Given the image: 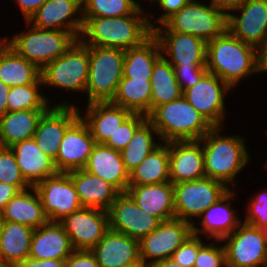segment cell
<instances>
[{
  "label": "cell",
  "mask_w": 267,
  "mask_h": 267,
  "mask_svg": "<svg viewBox=\"0 0 267 267\" xmlns=\"http://www.w3.org/2000/svg\"><path fill=\"white\" fill-rule=\"evenodd\" d=\"M80 40L87 46L127 50L140 46L152 34L148 13L138 8L122 17H83Z\"/></svg>",
  "instance_id": "cell-1"
},
{
  "label": "cell",
  "mask_w": 267,
  "mask_h": 267,
  "mask_svg": "<svg viewBox=\"0 0 267 267\" xmlns=\"http://www.w3.org/2000/svg\"><path fill=\"white\" fill-rule=\"evenodd\" d=\"M206 68L234 89L259 73L257 49L226 30L207 43Z\"/></svg>",
  "instance_id": "cell-2"
},
{
  "label": "cell",
  "mask_w": 267,
  "mask_h": 267,
  "mask_svg": "<svg viewBox=\"0 0 267 267\" xmlns=\"http://www.w3.org/2000/svg\"><path fill=\"white\" fill-rule=\"evenodd\" d=\"M224 127H213L200 139L203 146L204 171L207 178L235 186L236 177L251 163L244 137L221 135ZM232 184V185H230Z\"/></svg>",
  "instance_id": "cell-3"
},
{
  "label": "cell",
  "mask_w": 267,
  "mask_h": 267,
  "mask_svg": "<svg viewBox=\"0 0 267 267\" xmlns=\"http://www.w3.org/2000/svg\"><path fill=\"white\" fill-rule=\"evenodd\" d=\"M147 120L159 134L160 141H196L213 126L186 100L180 98L155 107Z\"/></svg>",
  "instance_id": "cell-4"
},
{
  "label": "cell",
  "mask_w": 267,
  "mask_h": 267,
  "mask_svg": "<svg viewBox=\"0 0 267 267\" xmlns=\"http://www.w3.org/2000/svg\"><path fill=\"white\" fill-rule=\"evenodd\" d=\"M24 31L17 32L11 39L2 40L18 55L42 70L49 62L63 55L77 40L71 33L62 30L40 29L25 21Z\"/></svg>",
  "instance_id": "cell-5"
},
{
  "label": "cell",
  "mask_w": 267,
  "mask_h": 267,
  "mask_svg": "<svg viewBox=\"0 0 267 267\" xmlns=\"http://www.w3.org/2000/svg\"><path fill=\"white\" fill-rule=\"evenodd\" d=\"M190 0L153 31H175L195 35L206 43L227 30V15L210 1Z\"/></svg>",
  "instance_id": "cell-6"
},
{
  "label": "cell",
  "mask_w": 267,
  "mask_h": 267,
  "mask_svg": "<svg viewBox=\"0 0 267 267\" xmlns=\"http://www.w3.org/2000/svg\"><path fill=\"white\" fill-rule=\"evenodd\" d=\"M124 50L89 46L88 102L111 101L123 78Z\"/></svg>",
  "instance_id": "cell-7"
},
{
  "label": "cell",
  "mask_w": 267,
  "mask_h": 267,
  "mask_svg": "<svg viewBox=\"0 0 267 267\" xmlns=\"http://www.w3.org/2000/svg\"><path fill=\"white\" fill-rule=\"evenodd\" d=\"M89 75V46L77 39L72 46L56 60L41 70L43 87H52L66 92H86Z\"/></svg>",
  "instance_id": "cell-8"
},
{
  "label": "cell",
  "mask_w": 267,
  "mask_h": 267,
  "mask_svg": "<svg viewBox=\"0 0 267 267\" xmlns=\"http://www.w3.org/2000/svg\"><path fill=\"white\" fill-rule=\"evenodd\" d=\"M173 187L175 218L190 224L195 218L199 222L198 217L230 190L224 183L207 177Z\"/></svg>",
  "instance_id": "cell-9"
},
{
  "label": "cell",
  "mask_w": 267,
  "mask_h": 267,
  "mask_svg": "<svg viewBox=\"0 0 267 267\" xmlns=\"http://www.w3.org/2000/svg\"><path fill=\"white\" fill-rule=\"evenodd\" d=\"M221 242L225 248L226 267H261L267 260L263 229L243 221Z\"/></svg>",
  "instance_id": "cell-10"
},
{
  "label": "cell",
  "mask_w": 267,
  "mask_h": 267,
  "mask_svg": "<svg viewBox=\"0 0 267 267\" xmlns=\"http://www.w3.org/2000/svg\"><path fill=\"white\" fill-rule=\"evenodd\" d=\"M192 234V224L186 221L177 218L161 221L155 230L139 240L141 262L150 267L171 258Z\"/></svg>",
  "instance_id": "cell-11"
},
{
  "label": "cell",
  "mask_w": 267,
  "mask_h": 267,
  "mask_svg": "<svg viewBox=\"0 0 267 267\" xmlns=\"http://www.w3.org/2000/svg\"><path fill=\"white\" fill-rule=\"evenodd\" d=\"M233 90L213 73L207 72L183 96L213 126L224 127L227 117L225 98Z\"/></svg>",
  "instance_id": "cell-12"
},
{
  "label": "cell",
  "mask_w": 267,
  "mask_h": 267,
  "mask_svg": "<svg viewBox=\"0 0 267 267\" xmlns=\"http://www.w3.org/2000/svg\"><path fill=\"white\" fill-rule=\"evenodd\" d=\"M34 188L50 222H60L83 207L68 173L58 172L39 182Z\"/></svg>",
  "instance_id": "cell-13"
},
{
  "label": "cell",
  "mask_w": 267,
  "mask_h": 267,
  "mask_svg": "<svg viewBox=\"0 0 267 267\" xmlns=\"http://www.w3.org/2000/svg\"><path fill=\"white\" fill-rule=\"evenodd\" d=\"M59 103L51 105L43 113L33 136L37 146L53 161L56 160L66 130L80 117L81 110L67 100Z\"/></svg>",
  "instance_id": "cell-14"
},
{
  "label": "cell",
  "mask_w": 267,
  "mask_h": 267,
  "mask_svg": "<svg viewBox=\"0 0 267 267\" xmlns=\"http://www.w3.org/2000/svg\"><path fill=\"white\" fill-rule=\"evenodd\" d=\"M75 250H91L110 229L107 211L82 207L60 221Z\"/></svg>",
  "instance_id": "cell-15"
},
{
  "label": "cell",
  "mask_w": 267,
  "mask_h": 267,
  "mask_svg": "<svg viewBox=\"0 0 267 267\" xmlns=\"http://www.w3.org/2000/svg\"><path fill=\"white\" fill-rule=\"evenodd\" d=\"M227 30L258 49L267 40V0H247L230 12L227 15Z\"/></svg>",
  "instance_id": "cell-16"
},
{
  "label": "cell",
  "mask_w": 267,
  "mask_h": 267,
  "mask_svg": "<svg viewBox=\"0 0 267 267\" xmlns=\"http://www.w3.org/2000/svg\"><path fill=\"white\" fill-rule=\"evenodd\" d=\"M27 22L40 29L71 32L79 39L84 26L82 0H47Z\"/></svg>",
  "instance_id": "cell-17"
},
{
  "label": "cell",
  "mask_w": 267,
  "mask_h": 267,
  "mask_svg": "<svg viewBox=\"0 0 267 267\" xmlns=\"http://www.w3.org/2000/svg\"><path fill=\"white\" fill-rule=\"evenodd\" d=\"M110 229L140 240L155 230L161 222L141 210L132 197L127 193H119L109 211Z\"/></svg>",
  "instance_id": "cell-18"
},
{
  "label": "cell",
  "mask_w": 267,
  "mask_h": 267,
  "mask_svg": "<svg viewBox=\"0 0 267 267\" xmlns=\"http://www.w3.org/2000/svg\"><path fill=\"white\" fill-rule=\"evenodd\" d=\"M153 35L171 65L206 66L207 43L201 38L175 31H153Z\"/></svg>",
  "instance_id": "cell-19"
},
{
  "label": "cell",
  "mask_w": 267,
  "mask_h": 267,
  "mask_svg": "<svg viewBox=\"0 0 267 267\" xmlns=\"http://www.w3.org/2000/svg\"><path fill=\"white\" fill-rule=\"evenodd\" d=\"M236 196V191L230 189L216 203L205 210L198 217L199 220L201 219L200 222L192 224L193 234L199 237L203 234L204 237L212 241L222 240L232 234L242 222V219L236 214L238 210L231 206V201L236 199Z\"/></svg>",
  "instance_id": "cell-20"
},
{
  "label": "cell",
  "mask_w": 267,
  "mask_h": 267,
  "mask_svg": "<svg viewBox=\"0 0 267 267\" xmlns=\"http://www.w3.org/2000/svg\"><path fill=\"white\" fill-rule=\"evenodd\" d=\"M87 124L79 117L65 132L54 161L58 172L83 169L95 145Z\"/></svg>",
  "instance_id": "cell-21"
},
{
  "label": "cell",
  "mask_w": 267,
  "mask_h": 267,
  "mask_svg": "<svg viewBox=\"0 0 267 267\" xmlns=\"http://www.w3.org/2000/svg\"><path fill=\"white\" fill-rule=\"evenodd\" d=\"M169 170L172 184L205 178L201 141L169 142Z\"/></svg>",
  "instance_id": "cell-22"
},
{
  "label": "cell",
  "mask_w": 267,
  "mask_h": 267,
  "mask_svg": "<svg viewBox=\"0 0 267 267\" xmlns=\"http://www.w3.org/2000/svg\"><path fill=\"white\" fill-rule=\"evenodd\" d=\"M90 251L99 267H129L142 263L139 240L112 229Z\"/></svg>",
  "instance_id": "cell-23"
},
{
  "label": "cell",
  "mask_w": 267,
  "mask_h": 267,
  "mask_svg": "<svg viewBox=\"0 0 267 267\" xmlns=\"http://www.w3.org/2000/svg\"><path fill=\"white\" fill-rule=\"evenodd\" d=\"M131 114L130 110L111 101L86 103L85 112L79 111L97 144H104Z\"/></svg>",
  "instance_id": "cell-24"
},
{
  "label": "cell",
  "mask_w": 267,
  "mask_h": 267,
  "mask_svg": "<svg viewBox=\"0 0 267 267\" xmlns=\"http://www.w3.org/2000/svg\"><path fill=\"white\" fill-rule=\"evenodd\" d=\"M75 249L60 222H50L34 229L29 258L37 261L66 260Z\"/></svg>",
  "instance_id": "cell-25"
},
{
  "label": "cell",
  "mask_w": 267,
  "mask_h": 267,
  "mask_svg": "<svg viewBox=\"0 0 267 267\" xmlns=\"http://www.w3.org/2000/svg\"><path fill=\"white\" fill-rule=\"evenodd\" d=\"M110 183L119 193L129 186V172L126 170L119 151L104 144H95L83 168Z\"/></svg>",
  "instance_id": "cell-26"
},
{
  "label": "cell",
  "mask_w": 267,
  "mask_h": 267,
  "mask_svg": "<svg viewBox=\"0 0 267 267\" xmlns=\"http://www.w3.org/2000/svg\"><path fill=\"white\" fill-rule=\"evenodd\" d=\"M126 192L141 210L160 221L175 218L174 187L171 182L128 186Z\"/></svg>",
  "instance_id": "cell-27"
},
{
  "label": "cell",
  "mask_w": 267,
  "mask_h": 267,
  "mask_svg": "<svg viewBox=\"0 0 267 267\" xmlns=\"http://www.w3.org/2000/svg\"><path fill=\"white\" fill-rule=\"evenodd\" d=\"M83 207L109 211L119 192L107 181L85 169L67 172Z\"/></svg>",
  "instance_id": "cell-28"
},
{
  "label": "cell",
  "mask_w": 267,
  "mask_h": 267,
  "mask_svg": "<svg viewBox=\"0 0 267 267\" xmlns=\"http://www.w3.org/2000/svg\"><path fill=\"white\" fill-rule=\"evenodd\" d=\"M10 148L15 154L22 176L31 187L58 173L54 161L42 152L33 138Z\"/></svg>",
  "instance_id": "cell-29"
},
{
  "label": "cell",
  "mask_w": 267,
  "mask_h": 267,
  "mask_svg": "<svg viewBox=\"0 0 267 267\" xmlns=\"http://www.w3.org/2000/svg\"><path fill=\"white\" fill-rule=\"evenodd\" d=\"M0 214L4 221L20 223L33 229L49 221L34 187L20 191L12 197Z\"/></svg>",
  "instance_id": "cell-30"
},
{
  "label": "cell",
  "mask_w": 267,
  "mask_h": 267,
  "mask_svg": "<svg viewBox=\"0 0 267 267\" xmlns=\"http://www.w3.org/2000/svg\"><path fill=\"white\" fill-rule=\"evenodd\" d=\"M47 109L7 111L0 116V146L11 147L33 138L37 124Z\"/></svg>",
  "instance_id": "cell-31"
},
{
  "label": "cell",
  "mask_w": 267,
  "mask_h": 267,
  "mask_svg": "<svg viewBox=\"0 0 267 267\" xmlns=\"http://www.w3.org/2000/svg\"><path fill=\"white\" fill-rule=\"evenodd\" d=\"M34 229L4 221L0 236V261L4 266H16L29 258Z\"/></svg>",
  "instance_id": "cell-32"
},
{
  "label": "cell",
  "mask_w": 267,
  "mask_h": 267,
  "mask_svg": "<svg viewBox=\"0 0 267 267\" xmlns=\"http://www.w3.org/2000/svg\"><path fill=\"white\" fill-rule=\"evenodd\" d=\"M41 70L0 38V79L10 88L36 83Z\"/></svg>",
  "instance_id": "cell-33"
},
{
  "label": "cell",
  "mask_w": 267,
  "mask_h": 267,
  "mask_svg": "<svg viewBox=\"0 0 267 267\" xmlns=\"http://www.w3.org/2000/svg\"><path fill=\"white\" fill-rule=\"evenodd\" d=\"M161 56L159 41L152 34L140 46L124 50L123 78L151 80L154 64Z\"/></svg>",
  "instance_id": "cell-34"
},
{
  "label": "cell",
  "mask_w": 267,
  "mask_h": 267,
  "mask_svg": "<svg viewBox=\"0 0 267 267\" xmlns=\"http://www.w3.org/2000/svg\"><path fill=\"white\" fill-rule=\"evenodd\" d=\"M170 182L169 143L161 144L129 173V186Z\"/></svg>",
  "instance_id": "cell-35"
},
{
  "label": "cell",
  "mask_w": 267,
  "mask_h": 267,
  "mask_svg": "<svg viewBox=\"0 0 267 267\" xmlns=\"http://www.w3.org/2000/svg\"><path fill=\"white\" fill-rule=\"evenodd\" d=\"M151 96V80L122 78L111 102L147 116L151 112Z\"/></svg>",
  "instance_id": "cell-36"
},
{
  "label": "cell",
  "mask_w": 267,
  "mask_h": 267,
  "mask_svg": "<svg viewBox=\"0 0 267 267\" xmlns=\"http://www.w3.org/2000/svg\"><path fill=\"white\" fill-rule=\"evenodd\" d=\"M151 87V111L155 107L169 103L183 95L182 89L176 80L174 68L163 56L154 64Z\"/></svg>",
  "instance_id": "cell-37"
},
{
  "label": "cell",
  "mask_w": 267,
  "mask_h": 267,
  "mask_svg": "<svg viewBox=\"0 0 267 267\" xmlns=\"http://www.w3.org/2000/svg\"><path fill=\"white\" fill-rule=\"evenodd\" d=\"M157 136L160 139L156 129L148 120L135 131L127 146L120 152L129 173L161 144V141L160 143L155 141Z\"/></svg>",
  "instance_id": "cell-38"
},
{
  "label": "cell",
  "mask_w": 267,
  "mask_h": 267,
  "mask_svg": "<svg viewBox=\"0 0 267 267\" xmlns=\"http://www.w3.org/2000/svg\"><path fill=\"white\" fill-rule=\"evenodd\" d=\"M42 86L43 81L40 78L33 84L11 87L7 96L8 111L48 109L51 98L40 91Z\"/></svg>",
  "instance_id": "cell-39"
},
{
  "label": "cell",
  "mask_w": 267,
  "mask_h": 267,
  "mask_svg": "<svg viewBox=\"0 0 267 267\" xmlns=\"http://www.w3.org/2000/svg\"><path fill=\"white\" fill-rule=\"evenodd\" d=\"M82 5L83 17H122L144 9L137 0H82Z\"/></svg>",
  "instance_id": "cell-40"
},
{
  "label": "cell",
  "mask_w": 267,
  "mask_h": 267,
  "mask_svg": "<svg viewBox=\"0 0 267 267\" xmlns=\"http://www.w3.org/2000/svg\"><path fill=\"white\" fill-rule=\"evenodd\" d=\"M0 182L15 185L20 191L31 186L22 176L13 150L0 146Z\"/></svg>",
  "instance_id": "cell-41"
},
{
  "label": "cell",
  "mask_w": 267,
  "mask_h": 267,
  "mask_svg": "<svg viewBox=\"0 0 267 267\" xmlns=\"http://www.w3.org/2000/svg\"><path fill=\"white\" fill-rule=\"evenodd\" d=\"M147 120L141 113H132L110 136L104 145L121 152L131 140L135 131Z\"/></svg>",
  "instance_id": "cell-42"
},
{
  "label": "cell",
  "mask_w": 267,
  "mask_h": 267,
  "mask_svg": "<svg viewBox=\"0 0 267 267\" xmlns=\"http://www.w3.org/2000/svg\"><path fill=\"white\" fill-rule=\"evenodd\" d=\"M205 243L197 253L194 267H226L225 248L221 240ZM216 242V243H215Z\"/></svg>",
  "instance_id": "cell-43"
},
{
  "label": "cell",
  "mask_w": 267,
  "mask_h": 267,
  "mask_svg": "<svg viewBox=\"0 0 267 267\" xmlns=\"http://www.w3.org/2000/svg\"><path fill=\"white\" fill-rule=\"evenodd\" d=\"M256 193L247 202V213L243 222L263 229L267 226V190Z\"/></svg>",
  "instance_id": "cell-44"
},
{
  "label": "cell",
  "mask_w": 267,
  "mask_h": 267,
  "mask_svg": "<svg viewBox=\"0 0 267 267\" xmlns=\"http://www.w3.org/2000/svg\"><path fill=\"white\" fill-rule=\"evenodd\" d=\"M202 237L192 234L171 256L182 267H194L198 250L206 243ZM203 241V242H202Z\"/></svg>",
  "instance_id": "cell-45"
},
{
  "label": "cell",
  "mask_w": 267,
  "mask_h": 267,
  "mask_svg": "<svg viewBox=\"0 0 267 267\" xmlns=\"http://www.w3.org/2000/svg\"><path fill=\"white\" fill-rule=\"evenodd\" d=\"M172 67L182 92L193 87L208 72L206 66L172 65Z\"/></svg>",
  "instance_id": "cell-46"
},
{
  "label": "cell",
  "mask_w": 267,
  "mask_h": 267,
  "mask_svg": "<svg viewBox=\"0 0 267 267\" xmlns=\"http://www.w3.org/2000/svg\"><path fill=\"white\" fill-rule=\"evenodd\" d=\"M189 1L190 0H158L155 4H157L160 7L159 9H162L164 12L159 17L154 18L155 15H153V13L150 14L148 11V22L151 29L153 30L154 28L162 25L169 17H171L174 13H177ZM152 19L155 20L152 21Z\"/></svg>",
  "instance_id": "cell-47"
},
{
  "label": "cell",
  "mask_w": 267,
  "mask_h": 267,
  "mask_svg": "<svg viewBox=\"0 0 267 267\" xmlns=\"http://www.w3.org/2000/svg\"><path fill=\"white\" fill-rule=\"evenodd\" d=\"M65 267H99L90 250H75L66 260Z\"/></svg>",
  "instance_id": "cell-48"
},
{
  "label": "cell",
  "mask_w": 267,
  "mask_h": 267,
  "mask_svg": "<svg viewBox=\"0 0 267 267\" xmlns=\"http://www.w3.org/2000/svg\"><path fill=\"white\" fill-rule=\"evenodd\" d=\"M16 6L21 10L24 21H28L32 15L42 6L47 0H15Z\"/></svg>",
  "instance_id": "cell-49"
},
{
  "label": "cell",
  "mask_w": 267,
  "mask_h": 267,
  "mask_svg": "<svg viewBox=\"0 0 267 267\" xmlns=\"http://www.w3.org/2000/svg\"><path fill=\"white\" fill-rule=\"evenodd\" d=\"M15 267H65V261L57 259L37 261L27 258L25 261L19 262Z\"/></svg>",
  "instance_id": "cell-50"
},
{
  "label": "cell",
  "mask_w": 267,
  "mask_h": 267,
  "mask_svg": "<svg viewBox=\"0 0 267 267\" xmlns=\"http://www.w3.org/2000/svg\"><path fill=\"white\" fill-rule=\"evenodd\" d=\"M19 192L20 190L15 185L0 182V213L10 199L16 196Z\"/></svg>",
  "instance_id": "cell-51"
},
{
  "label": "cell",
  "mask_w": 267,
  "mask_h": 267,
  "mask_svg": "<svg viewBox=\"0 0 267 267\" xmlns=\"http://www.w3.org/2000/svg\"><path fill=\"white\" fill-rule=\"evenodd\" d=\"M247 0H210L220 11L228 15L233 10L241 7Z\"/></svg>",
  "instance_id": "cell-52"
},
{
  "label": "cell",
  "mask_w": 267,
  "mask_h": 267,
  "mask_svg": "<svg viewBox=\"0 0 267 267\" xmlns=\"http://www.w3.org/2000/svg\"><path fill=\"white\" fill-rule=\"evenodd\" d=\"M258 71L267 72V40L257 49Z\"/></svg>",
  "instance_id": "cell-53"
},
{
  "label": "cell",
  "mask_w": 267,
  "mask_h": 267,
  "mask_svg": "<svg viewBox=\"0 0 267 267\" xmlns=\"http://www.w3.org/2000/svg\"><path fill=\"white\" fill-rule=\"evenodd\" d=\"M9 90L10 87L0 79V116L4 115L8 111L7 96Z\"/></svg>",
  "instance_id": "cell-54"
},
{
  "label": "cell",
  "mask_w": 267,
  "mask_h": 267,
  "mask_svg": "<svg viewBox=\"0 0 267 267\" xmlns=\"http://www.w3.org/2000/svg\"><path fill=\"white\" fill-rule=\"evenodd\" d=\"M150 267H182V266L177 264L171 258H168V259H164V260H160L158 262H155Z\"/></svg>",
  "instance_id": "cell-55"
},
{
  "label": "cell",
  "mask_w": 267,
  "mask_h": 267,
  "mask_svg": "<svg viewBox=\"0 0 267 267\" xmlns=\"http://www.w3.org/2000/svg\"><path fill=\"white\" fill-rule=\"evenodd\" d=\"M3 223H4V220L2 218V215L0 214V236H1V230H2Z\"/></svg>",
  "instance_id": "cell-56"
},
{
  "label": "cell",
  "mask_w": 267,
  "mask_h": 267,
  "mask_svg": "<svg viewBox=\"0 0 267 267\" xmlns=\"http://www.w3.org/2000/svg\"><path fill=\"white\" fill-rule=\"evenodd\" d=\"M129 267H147V266H145L143 263H139V264H135Z\"/></svg>",
  "instance_id": "cell-57"
},
{
  "label": "cell",
  "mask_w": 267,
  "mask_h": 267,
  "mask_svg": "<svg viewBox=\"0 0 267 267\" xmlns=\"http://www.w3.org/2000/svg\"><path fill=\"white\" fill-rule=\"evenodd\" d=\"M265 237H266V247H267V226L265 228H263Z\"/></svg>",
  "instance_id": "cell-58"
},
{
  "label": "cell",
  "mask_w": 267,
  "mask_h": 267,
  "mask_svg": "<svg viewBox=\"0 0 267 267\" xmlns=\"http://www.w3.org/2000/svg\"><path fill=\"white\" fill-rule=\"evenodd\" d=\"M261 267H267V260L261 265Z\"/></svg>",
  "instance_id": "cell-59"
},
{
  "label": "cell",
  "mask_w": 267,
  "mask_h": 267,
  "mask_svg": "<svg viewBox=\"0 0 267 267\" xmlns=\"http://www.w3.org/2000/svg\"><path fill=\"white\" fill-rule=\"evenodd\" d=\"M157 1H158V0H148L147 3H148V2L156 3Z\"/></svg>",
  "instance_id": "cell-60"
}]
</instances>
